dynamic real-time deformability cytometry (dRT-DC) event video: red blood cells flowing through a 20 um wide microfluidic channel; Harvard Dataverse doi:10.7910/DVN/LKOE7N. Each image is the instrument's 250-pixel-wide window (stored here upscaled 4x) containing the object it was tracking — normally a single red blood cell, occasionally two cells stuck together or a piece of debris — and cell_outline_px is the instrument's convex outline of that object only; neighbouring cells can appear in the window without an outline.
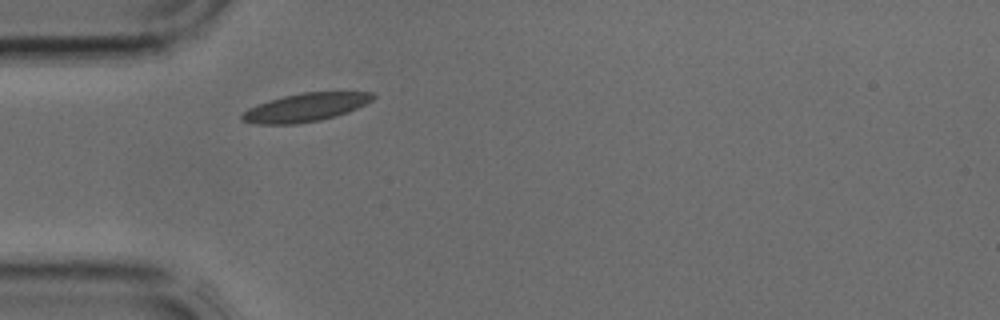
{"species": "common noctule bat (a hibernating species)", "species_latin": "Nyctalus noctula", "temperature_condition": "cold", "stored_images_in_passage": 3, "camera_frame_rate_fps": 3000, "um_per_image_px": 0.085, "animal": {"sex": "male", "body_mass_g": 17.9, "forearm_length_mm": 54.2}, "frame": {"image": 1, "passage_image": 3, "time_ms": 0.667, "image_size_px": [1000, 320], "cell_outline_px": [[376, 96], [372, 100], [348, 112], [336, 116], [320, 120], [296, 124], [256, 124], [240, 120], [240, 116], [248, 108], [284, 96], [304, 92], [372, 92]], "centroid_in_image_um": [25.97, 9.14], "position_along_channel_um": 59.0, "area_um2": 21.33}}